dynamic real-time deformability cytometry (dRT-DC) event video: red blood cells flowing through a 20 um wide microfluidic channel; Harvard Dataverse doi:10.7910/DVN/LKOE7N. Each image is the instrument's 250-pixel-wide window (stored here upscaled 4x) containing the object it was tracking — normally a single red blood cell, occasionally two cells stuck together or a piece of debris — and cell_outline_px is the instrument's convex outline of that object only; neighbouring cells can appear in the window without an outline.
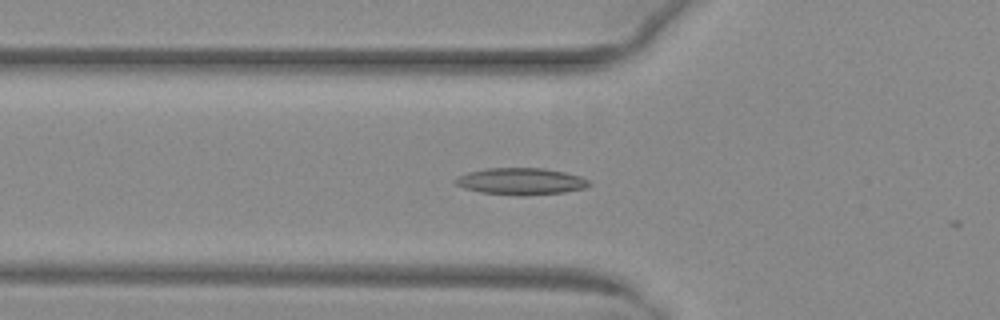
{"species": "common noctule bat (a hibernating species)", "species_latin": "Nyctalus noctula", "temperature_condition": "warm", "stored_images_in_passage": 3, "camera_frame_rate_fps": 3000, "um_per_image_px": 0.085, "animal": {"sex": "female", "body_mass_g": 29.2, "forearm_length_mm": 56.3}, "frame": {"image": 1, "passage_image": 2, "time_ms": 0.333, "image_size_px": [1000, 320], "cell_outline_px": [[592, 184], [584, 188], [564, 192], [524, 196], [516, 196], [480, 192], [464, 188], [456, 184], [456, 180], [460, 176], [468, 172], [484, 168], [544, 168], [564, 172], [580, 176], [588, 180]], "centroid_in_image_um": [44.3, 15.42], "position_along_channel_um": 81.5, "area_um2": 20.87}}